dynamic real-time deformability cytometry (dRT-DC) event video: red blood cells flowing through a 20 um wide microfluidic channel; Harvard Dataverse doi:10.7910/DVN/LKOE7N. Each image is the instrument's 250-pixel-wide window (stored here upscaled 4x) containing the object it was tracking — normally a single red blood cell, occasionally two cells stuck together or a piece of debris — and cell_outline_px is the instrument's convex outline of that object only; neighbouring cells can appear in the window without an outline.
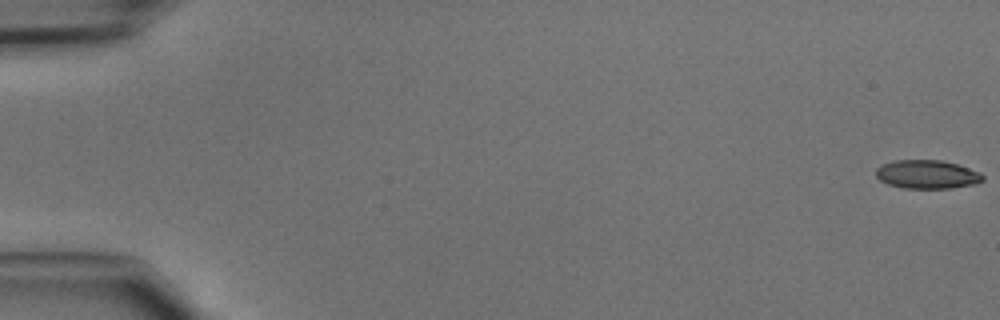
{"species": "common noctule bat (a hibernating species)", "species_latin": "Nyctalus noctula", "temperature_condition": "cold", "stored_images_in_passage": 47, "camera_frame_rate_fps": 3000, "um_per_image_px": 0.085, "animal": {"sex": "male", "body_mass_g": 15.6}, "frame": {"image": 1, "passage_image": 1, "time_ms": 0.0, "image_size_px": [1000, 320], "cell_outline_px": [[984, 180], [976, 184], [952, 188], [904, 188], [888, 184], [880, 180], [876, 176], [876, 168], [884, 164], [896, 160], [940, 160], [956, 164], [980, 172], [984, 176]], "centroid_in_image_um": [78.82, 14.83], "position_along_channel_um": 6.2, "area_um2": 17.74}}
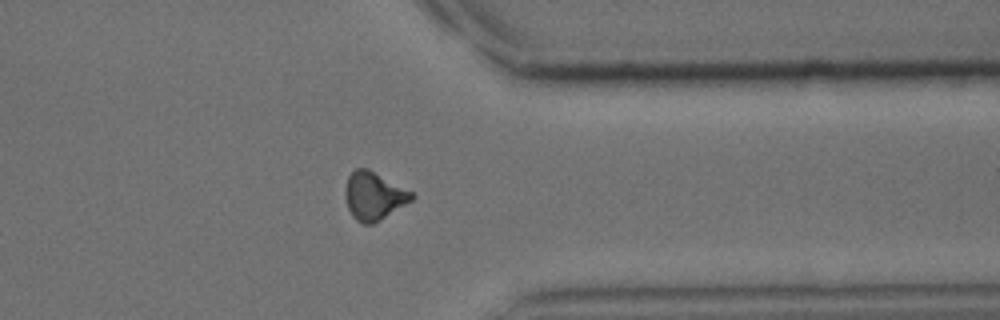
{"frame": {"image": 2, "passage_image": 38, "time_ms": 12.333, "image_size_px": [1000, 320], "cell_outline_px": [[416, 196], [412, 200], [380, 220], [372, 224], [360, 224], [352, 216], [348, 208], [344, 196], [344, 192], [348, 176], [356, 168], [368, 168], [412, 192]], "centroid_in_image_um": [31.75, 16.66], "position_along_channel_um": 379.7, "area_um2": 18.55}}
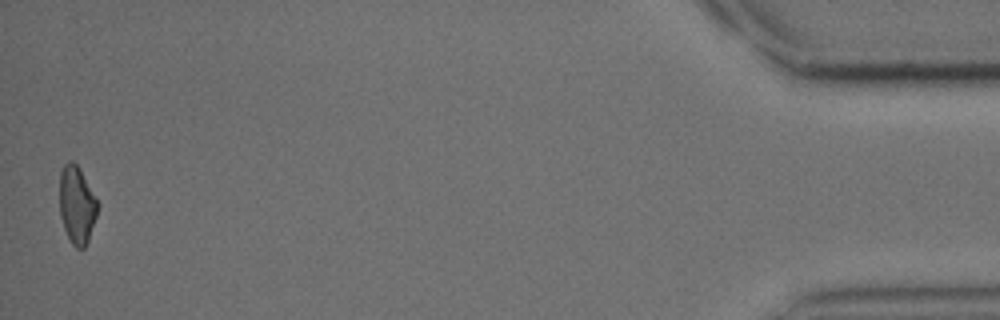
{"frame": {"image": 3, "passage_image": 47, "time_ms": 15.333, "image_size_px": [1000, 320], "cell_outline_px": [[100, 204], [88, 240], [84, 248], [76, 248], [72, 244], [64, 228], [60, 216], [60, 172], [64, 164], [68, 160], [72, 160], [80, 168]], "centroid_in_image_um": [6.54, 17.38], "position_along_channel_um": 428.7, "area_um2": 17.28}}